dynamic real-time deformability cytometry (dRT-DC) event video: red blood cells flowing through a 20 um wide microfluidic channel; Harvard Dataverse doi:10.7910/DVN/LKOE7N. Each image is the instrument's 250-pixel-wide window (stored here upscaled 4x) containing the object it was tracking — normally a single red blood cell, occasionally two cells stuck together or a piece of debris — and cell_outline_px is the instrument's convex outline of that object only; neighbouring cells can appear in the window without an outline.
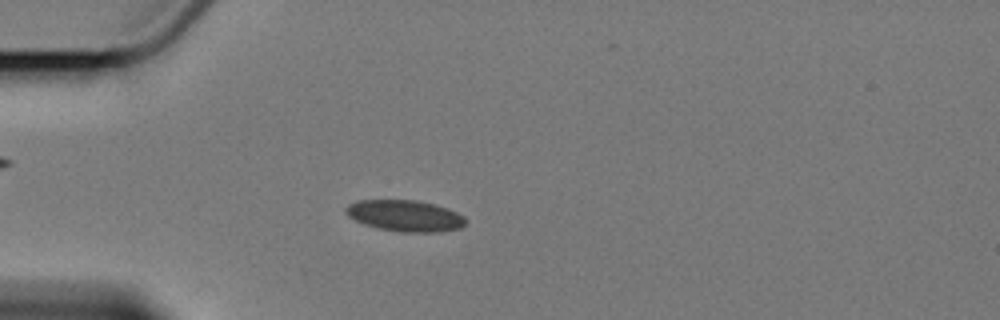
{"species": "Egyptian fruit bat (a non-hibernating species)", "species_latin": "Rousettus aegyptiacus", "temperature_condition": "cold", "stored_images_in_passage": 4, "camera_frame_rate_fps": 3000, "um_per_image_px": 0.085, "animal": {"sex": "female"}, "frame": {"image": 1, "passage_image": 4, "time_ms": 5.0, "image_size_px": [1000, 320], "cell_outline_px": [[468, 220], [460, 228], [440, 232], [404, 232], [376, 228], [364, 224], [348, 216], [344, 212], [344, 208], [348, 204], [360, 200], [416, 200], [448, 208], [464, 216]], "centroid_in_image_um": [34.42, 18.34], "position_along_channel_um": 50.6, "area_um2": 21.91}}